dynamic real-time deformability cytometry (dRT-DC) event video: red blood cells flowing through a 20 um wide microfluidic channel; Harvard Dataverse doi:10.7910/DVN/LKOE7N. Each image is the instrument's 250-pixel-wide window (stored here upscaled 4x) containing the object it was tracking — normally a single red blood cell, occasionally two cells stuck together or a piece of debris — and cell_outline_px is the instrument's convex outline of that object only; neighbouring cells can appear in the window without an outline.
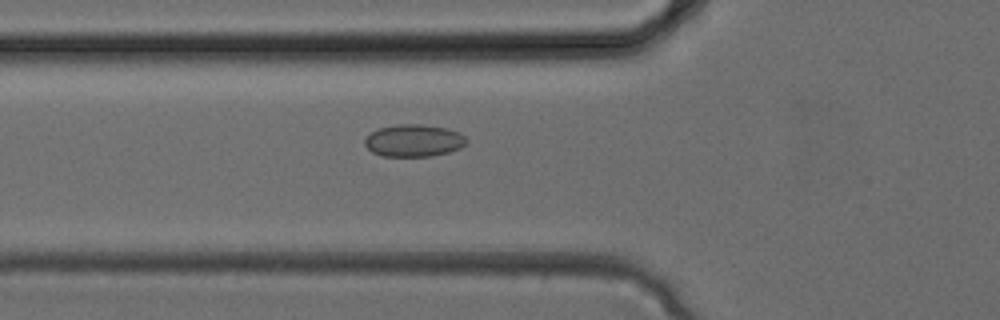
{"species": "common noctule bat (a hibernating species)", "species_latin": "Nyctalus noctula", "temperature_condition": "cold", "stored_images_in_passage": 34, "camera_frame_rate_fps": 3000, "um_per_image_px": 0.085, "animal": {"sex": "female", "body_mass_g": 24.6, "forearm_length_mm": 56.2}, "frame": {"image": 1, "passage_image": 12, "time_ms": 3.667, "image_size_px": [1000, 320], "cell_outline_px": [[468, 140], [460, 148], [448, 152], [432, 156], [380, 156], [372, 152], [364, 144], [364, 140], [372, 132], [380, 128], [396, 124], [420, 124], [448, 128], [464, 136]], "centroid_in_image_um": [35.16, 11.95], "position_along_channel_um": 90.6, "area_um2": 19.02}}
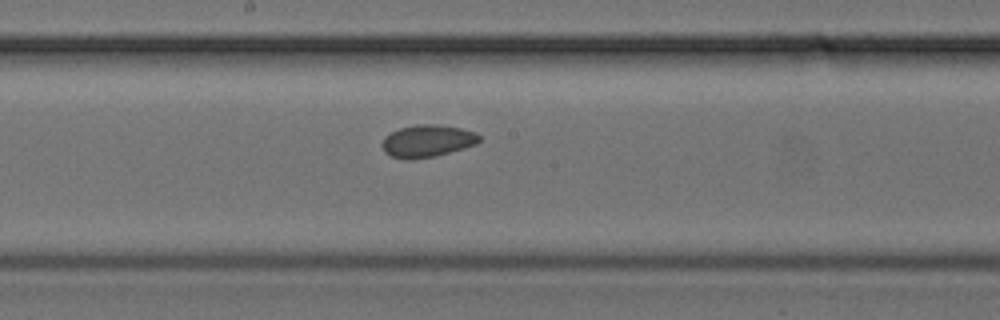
{"frame": {"image": 2, "passage_image": 18, "time_ms": 5.667, "image_size_px": [1000, 320], "cell_outline_px": [[480, 140], [476, 144], [464, 148], [432, 156], [408, 160], [392, 156], [384, 152], [380, 144], [384, 136], [400, 128], [416, 124], [432, 124], [460, 128], [476, 132], [480, 136]], "centroid_in_image_um": [36.29, 11.98], "position_along_channel_um": 211.9, "area_um2": 18.15}}
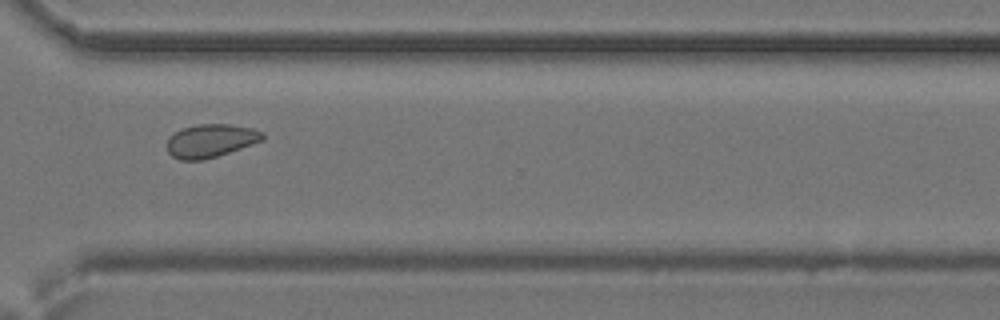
{"frame": {"image": 3, "passage_image": 25, "time_ms": 8.0, "image_size_px": [1000, 320], "cell_outline_px": [[264, 140], [204, 160], [180, 160], [172, 156], [168, 152], [168, 136], [172, 132], [180, 128], [200, 124], [232, 124], [252, 128], [264, 132]], "centroid_in_image_um": [17.89, 11.95], "position_along_channel_um": 352.7, "area_um2": 18.61}}